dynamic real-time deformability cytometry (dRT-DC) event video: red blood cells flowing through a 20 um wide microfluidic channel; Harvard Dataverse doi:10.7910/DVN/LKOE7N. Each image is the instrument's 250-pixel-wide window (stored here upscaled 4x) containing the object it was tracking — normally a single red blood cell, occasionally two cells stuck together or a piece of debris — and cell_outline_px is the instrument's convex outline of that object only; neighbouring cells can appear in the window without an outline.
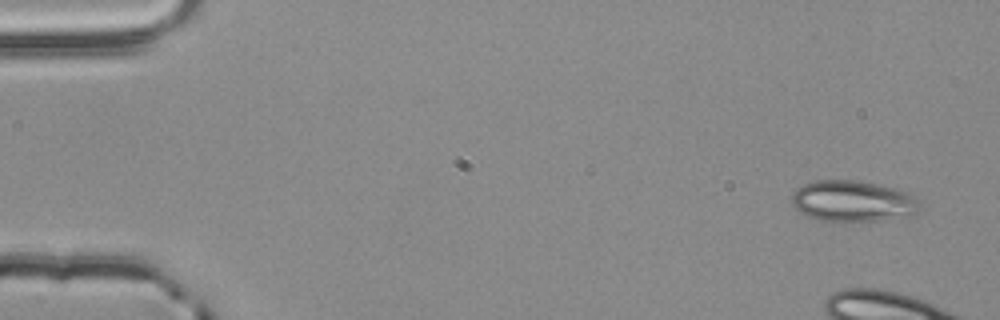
{"species": "common noctule bat (a hibernating species)", "species_latin": "Nyctalus noctula", "temperature_condition": "room temperature", "stored_images_in_passage": 4, "camera_frame_rate_fps": 3000, "um_per_image_px": 0.085, "animal": {"sex": "male", "body_mass_g": 20.4}, "frame": {"image": 1, "passage_image": 1, "time_ms": 0.0, "image_size_px": [1000, 320], "cell_outline_px": [[920, 212], [916, 216], [848, 224], [840, 224], [820, 220], [804, 216], [792, 204], [792, 192], [796, 188], [804, 184], [816, 180], [856, 180], [896, 188], [908, 192], [916, 196], [920, 200]], "centroid_in_image_um": [72.54, 17.15], "position_along_channel_um": 12.5, "area_um2": 32.08}}